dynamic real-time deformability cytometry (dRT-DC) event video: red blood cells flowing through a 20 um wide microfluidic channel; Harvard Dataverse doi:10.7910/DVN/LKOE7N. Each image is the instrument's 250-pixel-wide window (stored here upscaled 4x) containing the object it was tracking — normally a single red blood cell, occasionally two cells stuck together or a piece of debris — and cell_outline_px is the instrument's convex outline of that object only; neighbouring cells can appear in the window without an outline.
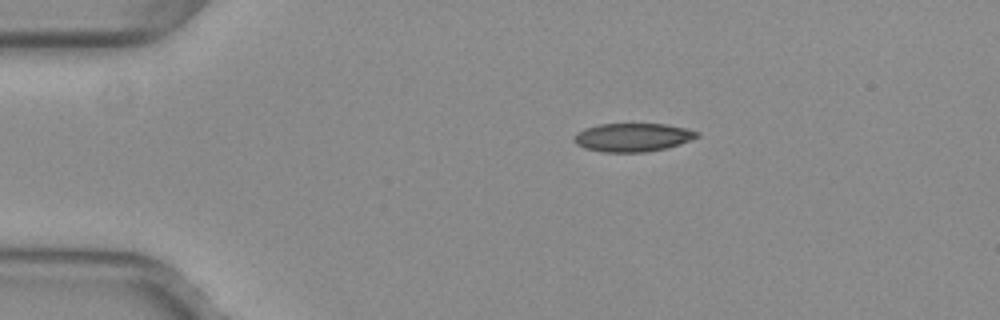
{"species": "common noctule bat (a hibernating species)", "species_latin": "Nyctalus noctula", "temperature_condition": "warm", "stored_images_in_passage": 43, "camera_frame_rate_fps": 3000, "um_per_image_px": 0.085, "animal": {"sex": "female", "body_mass_g": 29.2, "forearm_length_mm": 56.3}, "frame": {"image": 1, "passage_image": 1, "time_ms": 0.0, "image_size_px": [1000, 320], "cell_outline_px": [[700, 136], [680, 144], [664, 148], [644, 152], [604, 152], [584, 148], [576, 144], [572, 140], [572, 136], [576, 132], [584, 128], [600, 124], [664, 124], [684, 128], [700, 132]], "centroid_in_image_um": [53.73, 11.67], "position_along_channel_um": 31.3, "area_um2": 20.4}}
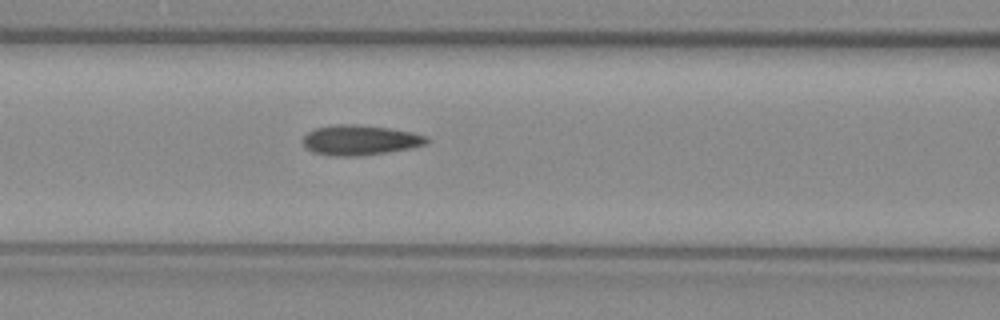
{"frame": {"image": 2, "passage_image": 13, "time_ms": 4.0, "image_size_px": [1000, 320], "cell_outline_px": [[428, 144], [412, 148], [388, 152], [356, 156], [332, 156], [312, 152], [304, 148], [300, 140], [308, 132], [316, 128], [336, 124], [356, 124], [388, 128], [412, 132], [424, 136], [428, 140]], "centroid_in_image_um": [30.55, 11.91], "position_along_channel_um": 136.1, "area_um2": 21.85}}
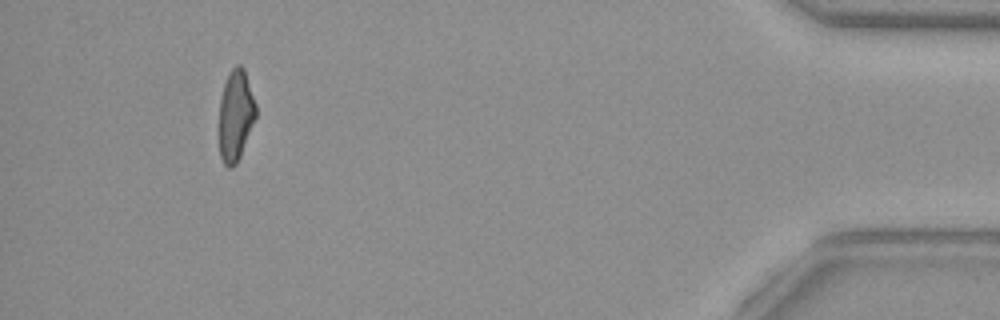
{"frame": {"image": 3, "passage_image": 39, "time_ms": 12.667, "image_size_px": [1000, 320], "cell_outline_px": [[256, 116], [240, 156], [236, 164], [232, 168], [228, 168], [224, 164], [220, 156], [220, 100], [224, 84], [228, 72], [236, 64], [240, 64], [244, 68], [256, 104]], "centroid_in_image_um": [20.03, 9.79], "position_along_channel_um": 415.2, "area_um2": 19.36}, "authors_computed_cell_mechanics": {"area_um2": 20.8658, "velocity_mm_per_s": 4.0193, "shape_relaxation_time_tau1_ms": null, "shape_relaxation_time_tau2_ms": 1.9284, "deformation_change_tau1": null, "deformation_change_tau2": 0.0789}}